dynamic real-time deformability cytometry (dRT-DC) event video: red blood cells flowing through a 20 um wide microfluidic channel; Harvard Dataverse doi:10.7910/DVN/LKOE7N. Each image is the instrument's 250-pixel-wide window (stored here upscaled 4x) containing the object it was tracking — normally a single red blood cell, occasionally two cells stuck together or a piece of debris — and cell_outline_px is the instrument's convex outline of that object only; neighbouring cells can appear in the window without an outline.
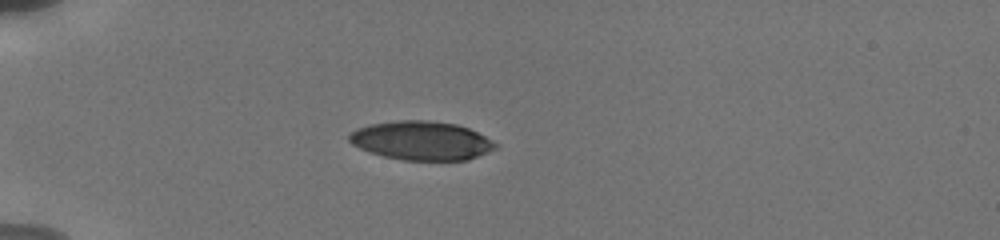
{"species": "human", "species_latin": "Homo sapiens", "temperature_condition": "cold", "stored_images_in_passage": 40, "camera_frame_rate_fps": 3000, "um_per_image_px": 0.085, "donor": {"sex": "male"}, "frame": {"image": 1, "passage_image": 1, "time_ms": 0.0, "image_size_px": [1000, 240], "cell_outline_px": [[496, 148], [468, 160], [404, 160], [384, 156], [368, 152], [352, 144], [348, 140], [348, 136], [356, 128], [372, 124], [400, 120], [428, 120], [456, 124], [468, 128], [492, 140], [496, 144]], "centroid_in_image_um": [35.8, 11.95], "position_along_channel_um": 49.2, "area_um2": 32.89}}
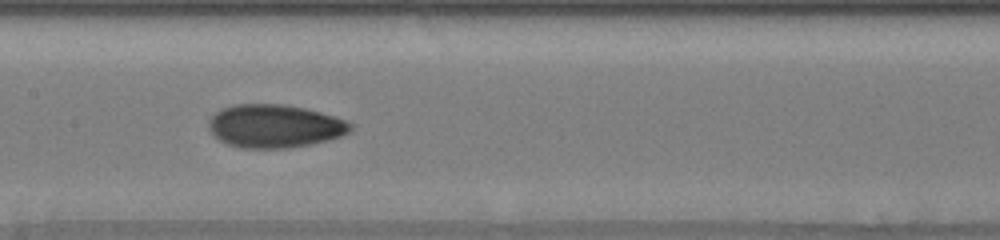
{"frame": {"image": 2, "passage_image": 20, "time_ms": 4.333, "image_size_px": [1000, 240], "cell_outline_px": [[352, 128], [348, 132], [340, 136], [308, 144], [288, 148], [240, 148], [228, 144], [220, 140], [208, 128], [208, 124], [212, 116], [220, 108], [232, 104], [280, 104], [304, 108], [320, 112], [344, 120], [352, 124]], "centroid_in_image_um": [23.29, 10.71], "position_along_channel_um": 184.1, "area_um2": 35.32}}
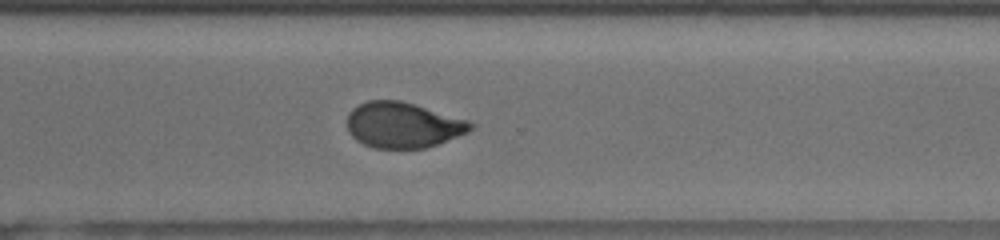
{"frame": {"image": 3, "passage_image": 38, "time_ms": 8.333, "image_size_px": [1000, 240], "cell_outline_px": [[476, 128], [468, 132], [436, 144], [424, 148], [372, 148], [356, 140], [348, 132], [348, 112], [352, 108], [368, 100], [400, 100], [468, 120], [476, 124]], "centroid_in_image_um": [34.25, 10.62], "position_along_channel_um": 336.4, "area_um2": 32.77}}